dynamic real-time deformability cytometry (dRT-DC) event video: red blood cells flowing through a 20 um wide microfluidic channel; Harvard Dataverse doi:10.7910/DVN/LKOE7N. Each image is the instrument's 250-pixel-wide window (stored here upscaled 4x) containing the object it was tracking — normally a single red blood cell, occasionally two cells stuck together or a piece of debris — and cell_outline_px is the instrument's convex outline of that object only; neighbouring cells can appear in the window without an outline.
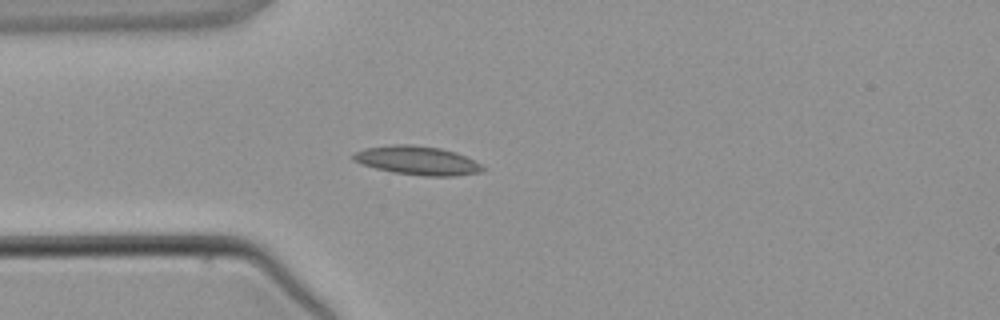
{"species": "common noctule bat (a hibernating species)", "species_latin": "Nyctalus noctula", "temperature_condition": "warm", "stored_images_in_passage": 1, "camera_frame_rate_fps": 3000, "um_per_image_px": 0.085, "animal": {"sex": "male", "body_mass_g": 21.5, "forearm_length_mm": 52.0}, "frame": {"image": 1, "passage_image": 1, "time_ms": 0.0, "image_size_px": [1000, 320], "cell_outline_px": [[484, 168], [480, 172], [452, 176], [424, 176], [392, 172], [360, 164], [352, 160], [352, 156], [356, 152], [364, 148], [396, 144], [412, 144], [440, 148], [456, 152], [480, 164]], "centroid_in_image_um": [35.43, 13.64], "position_along_channel_um": 49.6, "area_um2": 21.56}}